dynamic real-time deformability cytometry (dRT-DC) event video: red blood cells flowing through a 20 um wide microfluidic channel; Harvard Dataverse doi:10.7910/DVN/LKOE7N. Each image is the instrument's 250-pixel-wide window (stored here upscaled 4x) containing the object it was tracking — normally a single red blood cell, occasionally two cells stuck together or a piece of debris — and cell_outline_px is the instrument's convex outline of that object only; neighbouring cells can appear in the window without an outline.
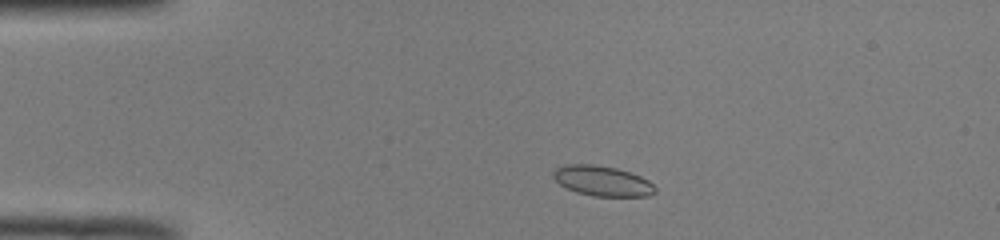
{"species": "common noctule bat (a hibernating species)", "species_latin": "Nyctalus noctula", "temperature_condition": "room temperature", "stored_images_in_passage": 41, "camera_frame_rate_fps": 3000, "um_per_image_px": 0.085, "animal": {"sex": "male", "body_mass_g": 19.0, "forearm_length_mm": 50.8}, "frame": {"image": 1, "passage_image": 1, "time_ms": 0.0, "image_size_px": [1000, 240], "cell_outline_px": [[656, 192], [648, 196], [592, 196], [576, 192], [560, 184], [552, 176], [552, 172], [556, 168], [564, 164], [592, 164], [616, 168], [640, 176], [648, 180], [656, 188]], "centroid_in_image_um": [51.18, 15.38], "position_along_channel_um": 33.8, "area_um2": 17.86}}
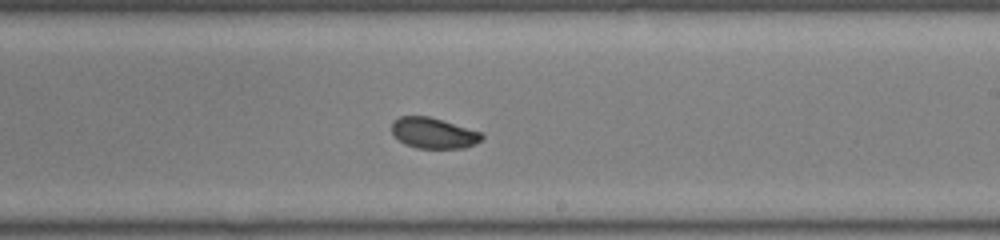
{"frame": {"image": 2, "passage_image": 21, "time_ms": 6.667, "image_size_px": [1000, 240], "cell_outline_px": [[484, 136], [476, 144], [464, 148], [416, 148], [404, 144], [392, 132], [392, 120], [400, 116], [428, 116], [484, 132]], "centroid_in_image_um": [36.87, 11.31], "position_along_channel_um": 252.1, "area_um2": 16.24}}
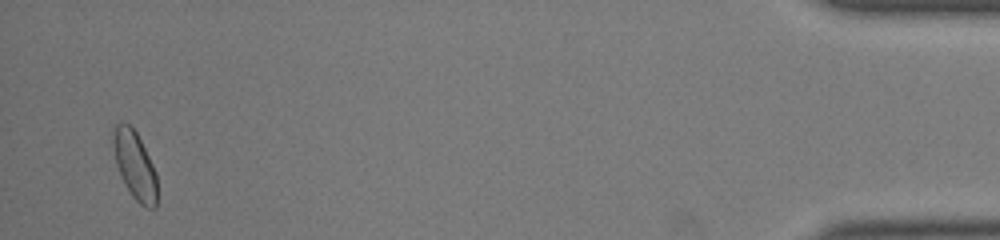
{"frame": {"image": 3, "passage_image": 40, "time_ms": 13.0, "image_size_px": [1000, 240], "cell_outline_px": [[156, 208], [144, 208], [132, 196], [120, 176], [116, 164], [112, 144], [112, 128], [120, 120], [124, 120], [136, 132], [156, 172]], "centroid_in_image_um": [11.42, 14.01], "position_along_channel_um": 423.8, "area_um2": 17.51}, "authors_computed_cell_mechanics": {"area_um2": 17.051, "velocity_mm_per_s": 3.9722, "shape_relaxation_time_tau1_ms": 1.3719, "shape_relaxation_time_tau2_ms": 1.0691, "deformation_change_tau1": 0.0815, "deformation_change_tau2": 0.0452}}